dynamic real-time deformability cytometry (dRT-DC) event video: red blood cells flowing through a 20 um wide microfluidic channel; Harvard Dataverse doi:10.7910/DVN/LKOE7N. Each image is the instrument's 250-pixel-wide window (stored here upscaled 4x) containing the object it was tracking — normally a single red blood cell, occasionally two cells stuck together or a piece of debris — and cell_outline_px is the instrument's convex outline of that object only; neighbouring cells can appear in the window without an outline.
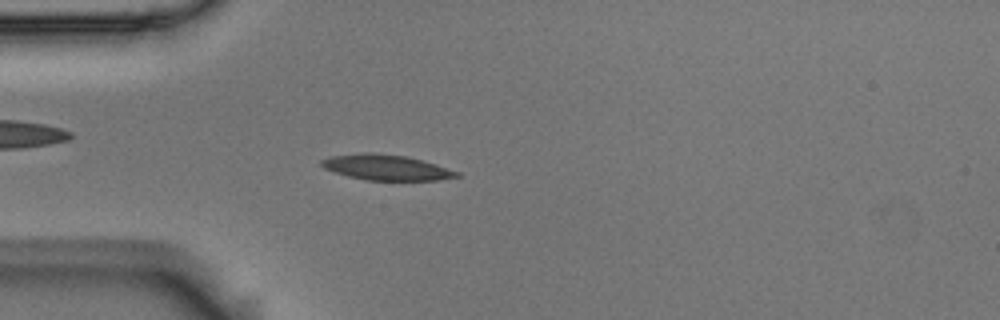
{"species": "Egyptian fruit bat (a non-hibernating species)", "species_latin": "Rousettus aegyptiacus", "temperature_condition": "room temperature", "stored_images_in_passage": 5, "camera_frame_rate_fps": 3000, "um_per_image_px": 0.085, "animal": {"sex": "male"}, "frame": {"image": 1, "passage_image": 5, "time_ms": 1.333, "image_size_px": [1000, 320], "cell_outline_px": [[460, 176], [436, 180], [368, 180], [348, 176], [324, 168], [320, 164], [320, 160], [328, 156], [360, 152], [376, 152], [404, 156], [424, 160], [460, 172]], "centroid_in_image_um": [32.81, 14.21], "position_along_channel_um": 52.2, "area_um2": 20.17}}